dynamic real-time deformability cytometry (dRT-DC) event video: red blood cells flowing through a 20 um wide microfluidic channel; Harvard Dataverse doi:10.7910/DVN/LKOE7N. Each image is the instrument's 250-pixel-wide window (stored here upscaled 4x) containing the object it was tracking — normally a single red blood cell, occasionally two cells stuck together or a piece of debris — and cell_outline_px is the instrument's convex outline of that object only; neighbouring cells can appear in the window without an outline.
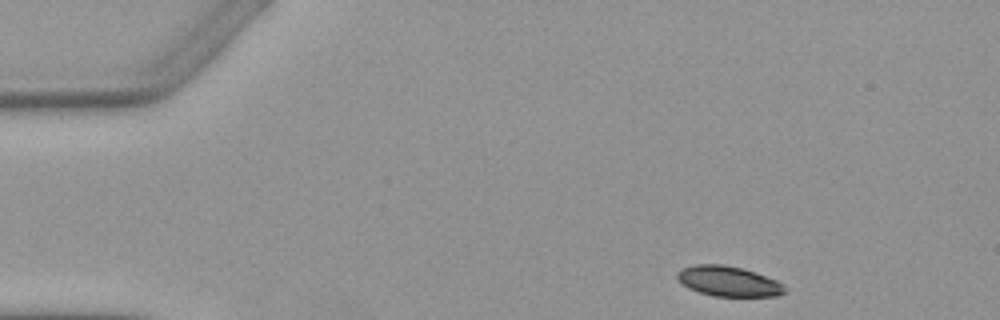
{"species": "Egyptian fruit bat (a non-hibernating species)", "species_latin": "Rousettus aegyptiacus", "temperature_condition": "warm", "stored_images_in_passage": 5, "camera_frame_rate_fps": 3000, "um_per_image_px": 0.085, "animal": {"sex": "female"}, "frame": {"image": 1, "passage_image": 1, "time_ms": 0.0, "image_size_px": [1000, 320], "cell_outline_px": [[788, 292], [776, 296], [712, 296], [688, 288], [676, 280], [676, 272], [684, 268], [696, 264], [720, 264], [740, 268], [756, 272], [776, 280], [784, 284], [788, 288]], "centroid_in_image_um": [61.94, 23.91], "position_along_channel_um": 23.1, "area_um2": 19.07}}
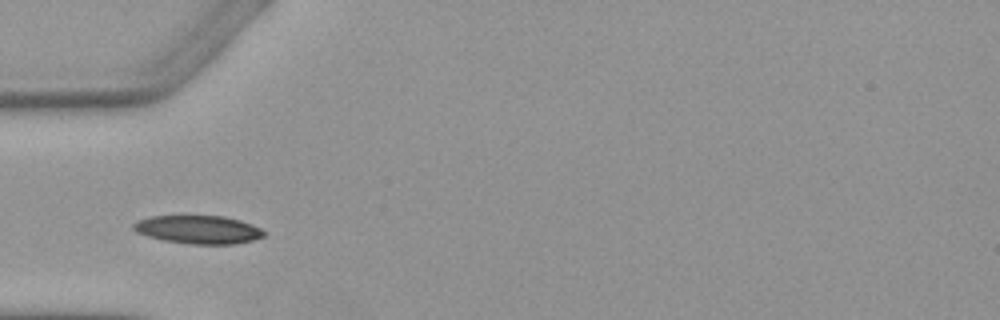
{"frame": {"image": 2, "passage_image": 4, "time_ms": 3.333, "image_size_px": [1000, 320], "cell_outline_px": [[268, 232], [264, 236], [252, 240], [232, 244], [188, 244], [164, 240], [148, 236], [136, 232], [132, 228], [132, 224], [148, 216], [224, 216], [240, 220], [252, 224]], "centroid_in_image_um": [16.87, 19.51], "position_along_channel_um": 68.1, "area_um2": 21.5}}
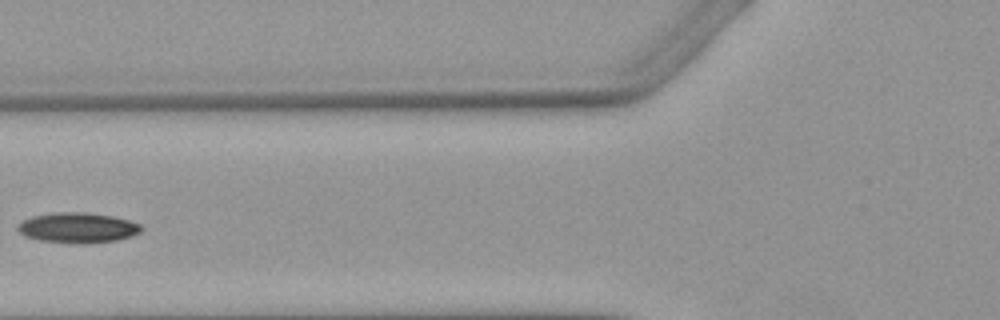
{"frame": {"image": 3, "passage_image": 5, "time_ms": 4.667, "image_size_px": [1000, 320], "cell_outline_px": [[144, 228], [140, 232], [116, 240], [40, 240], [24, 236], [16, 228], [16, 224], [32, 216], [56, 212], [84, 212], [112, 216], [128, 220], [140, 224]], "centroid_in_image_um": [6.56, 19.29], "position_along_channel_um": 119.2, "area_um2": 20.58}}